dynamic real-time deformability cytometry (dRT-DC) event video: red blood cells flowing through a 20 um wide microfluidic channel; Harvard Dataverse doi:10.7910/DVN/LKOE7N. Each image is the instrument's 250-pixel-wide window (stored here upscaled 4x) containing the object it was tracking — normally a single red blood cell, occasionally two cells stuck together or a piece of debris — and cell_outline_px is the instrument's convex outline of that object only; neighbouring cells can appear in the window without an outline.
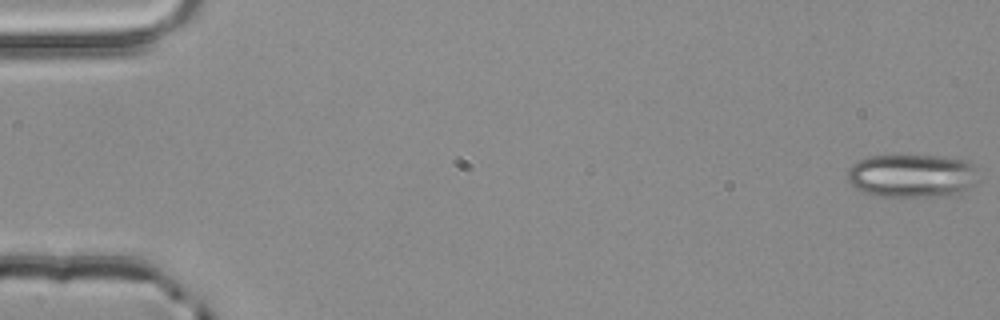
{"species": "common noctule bat (a hibernating species)", "species_latin": "Nyctalus noctula", "temperature_condition": "room temperature", "stored_images_in_passage": 4, "camera_frame_rate_fps": 3000, "um_per_image_px": 0.085, "animal": {"sex": "male", "body_mass_g": 20.4}, "frame": {"image": 1, "passage_image": 1, "time_ms": 0.0, "image_size_px": [1000, 320], "cell_outline_px": [[976, 180], [972, 184], [960, 192], [936, 196], [880, 196], [864, 192], [856, 188], [848, 180], [848, 172], [852, 164], [860, 160], [872, 156], [936, 156], [968, 160], [972, 164]], "centroid_in_image_um": [77.47, 14.93], "position_along_channel_um": 7.5, "area_um2": 32.31}}
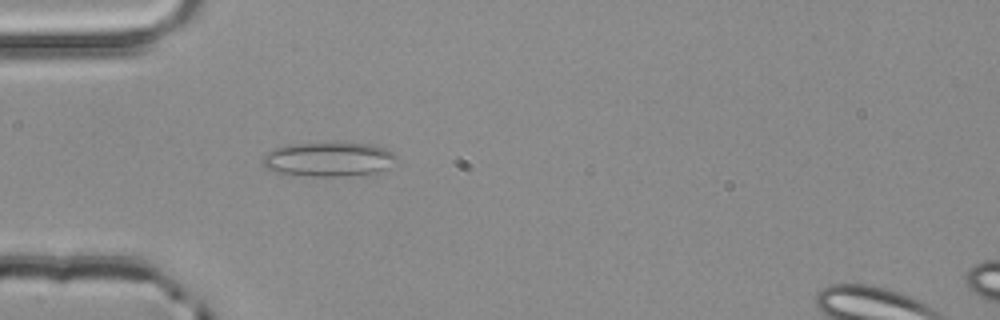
{"frame": {"image": 2, "passage_image": 4, "time_ms": 1.0, "image_size_px": [1000, 320], "cell_outline_px": [[396, 160], [380, 176], [312, 176], [276, 172], [268, 168], [264, 164], [264, 156], [268, 152], [276, 148], [288, 144], [372, 144], [384, 148], [392, 152], [396, 156]], "centroid_in_image_um": [28.06, 13.58], "position_along_channel_um": 56.9, "area_um2": 26.82}}